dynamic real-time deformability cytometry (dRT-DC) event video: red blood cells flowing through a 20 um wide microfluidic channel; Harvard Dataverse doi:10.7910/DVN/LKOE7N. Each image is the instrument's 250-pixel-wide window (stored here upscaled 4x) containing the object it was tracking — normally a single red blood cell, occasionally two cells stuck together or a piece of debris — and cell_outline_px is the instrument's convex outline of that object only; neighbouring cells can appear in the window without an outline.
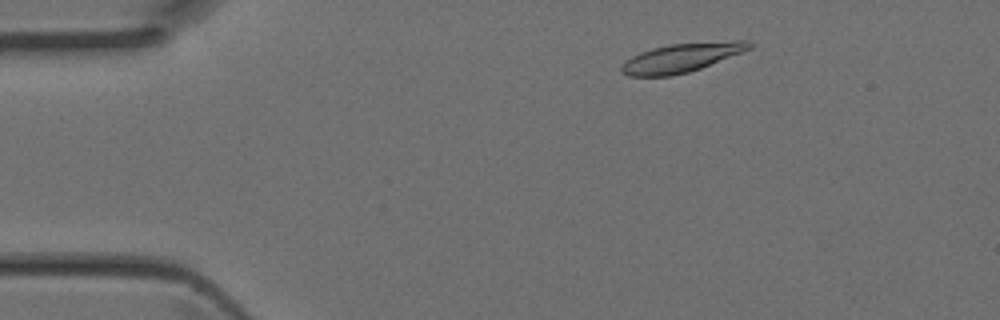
{"species": "Egyptian fruit bat (a non-hibernating species)", "species_latin": "Rousettus aegyptiacus", "temperature_condition": "room temperature", "stored_images_in_passage": 41, "camera_frame_rate_fps": 3000, "um_per_image_px": 0.085, "animal": {"sex": "female"}, "frame": {"image": 1, "passage_image": 4, "time_ms": 1.0, "image_size_px": [1000, 320], "cell_outline_px": [[752, 48], [700, 68], [688, 72], [672, 76], [628, 76], [620, 72], [620, 64], [632, 56], [640, 52], [652, 48], [672, 44], [736, 40], [748, 40], [752, 44]], "centroid_in_image_um": [57.88, 4.91], "position_along_channel_um": 27.1, "area_um2": 21.44}}
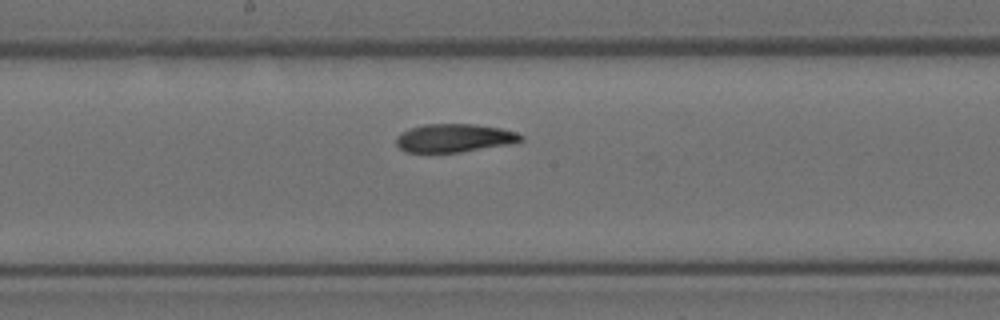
{"frame": {"image": 2, "passage_image": 20, "time_ms": 6.333, "image_size_px": [1000, 320], "cell_outline_px": [[524, 140], [508, 144], [460, 152], [404, 152], [396, 144], [396, 136], [400, 132], [424, 124], [476, 124], [500, 128], [516, 132], [524, 136]], "centroid_in_image_um": [38.6, 11.73], "position_along_channel_um": 209.6, "area_um2": 20.52}}
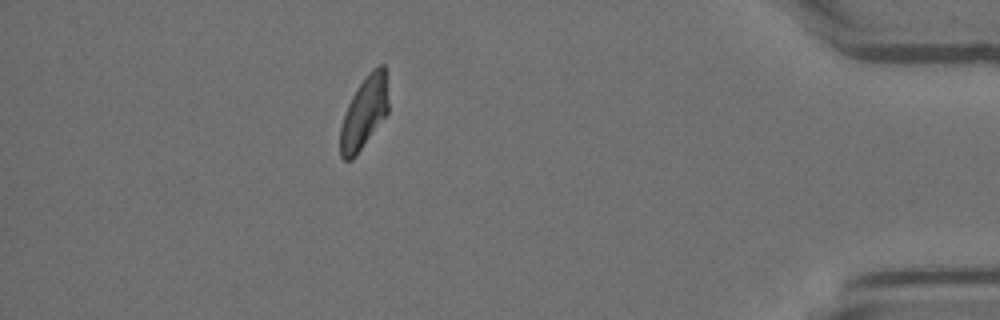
{"frame": {"image": 3, "passage_image": 36, "time_ms": 11.667, "image_size_px": [1000, 320], "cell_outline_px": [[388, 112], [352, 160], [344, 160], [340, 156], [340, 128], [348, 104], [352, 96], [368, 72], [372, 68], [380, 64], [384, 64], [388, 72]], "centroid_in_image_um": [30.98, 9.51], "position_along_channel_um": 404.2, "area_um2": 20.23}}